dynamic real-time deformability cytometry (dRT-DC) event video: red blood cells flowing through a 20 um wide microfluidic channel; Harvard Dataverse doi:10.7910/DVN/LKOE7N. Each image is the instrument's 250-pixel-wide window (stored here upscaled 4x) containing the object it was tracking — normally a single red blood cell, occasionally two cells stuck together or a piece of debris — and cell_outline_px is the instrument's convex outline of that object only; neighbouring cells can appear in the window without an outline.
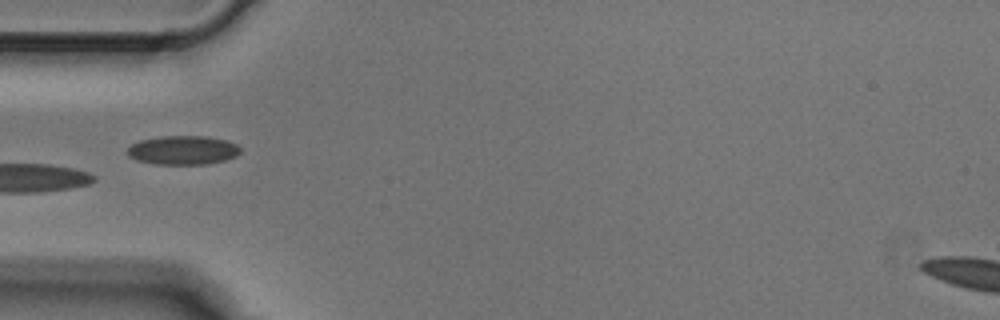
{"species": "Egyptian fruit bat (a non-hibernating species)", "species_latin": "Rousettus aegyptiacus", "temperature_condition": "cold", "stored_images_in_passage": 3, "camera_frame_rate_fps": 3000, "um_per_image_px": 0.085, "animal": {"sex": "male"}, "frame": {"image": 1, "passage_image": 3, "time_ms": 0.667, "image_size_px": [1000, 320], "cell_outline_px": [[240, 152], [236, 156], [224, 160], [208, 164], [156, 164], [136, 160], [128, 156], [128, 148], [132, 144], [140, 140], [160, 136], [208, 136], [228, 140], [236, 144], [240, 148]], "centroid_in_image_um": [15.56, 12.76], "position_along_channel_um": 69.4, "area_um2": 19.13}}